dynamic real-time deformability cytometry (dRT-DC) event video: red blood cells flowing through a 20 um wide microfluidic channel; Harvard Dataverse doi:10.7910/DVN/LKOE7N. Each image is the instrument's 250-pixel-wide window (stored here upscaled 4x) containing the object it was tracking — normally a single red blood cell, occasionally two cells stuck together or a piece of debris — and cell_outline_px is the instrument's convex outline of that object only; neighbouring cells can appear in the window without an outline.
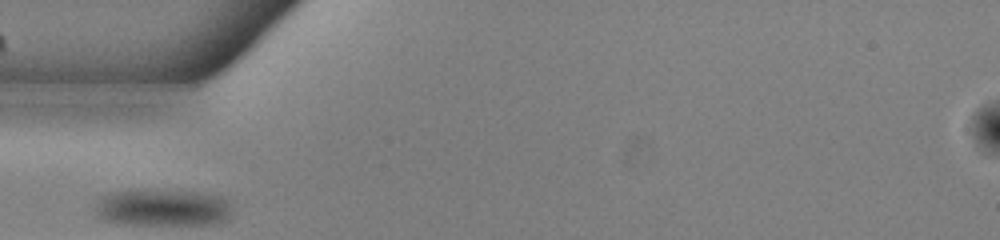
{"species": "common noctule bat (a hibernating species)", "species_latin": "Nyctalus noctula", "temperature_condition": "warm", "stored_images_in_passage": 25, "camera_frame_rate_fps": 3000, "um_per_image_px": 0.085, "animal": {"sex": "male", "body_mass_g": 13.0, "forearm_length_mm": 53.1}, "frame": {"image": 1, "passage_image": 1, "time_ms": 0.0, "image_size_px": [1000, 240], "cell_outline_px": [[228, 216], [224, 220], [212, 224], [116, 224], [104, 220], [96, 216], [96, 208], [100, 200], [108, 192], [128, 188], [160, 188], [200, 192], [220, 196], [228, 200]], "centroid_in_image_um": [13.73, 17.6], "position_along_channel_um": 71.3, "area_um2": 30.23}}
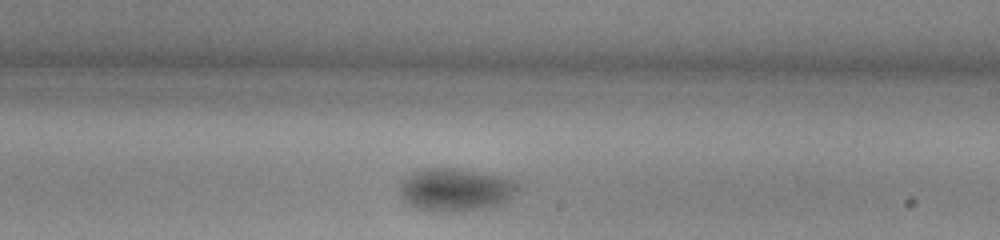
{"frame": {"image": 2, "passage_image": 15, "time_ms": 4.667, "image_size_px": [1000, 240], "cell_outline_px": [[520, 188], [508, 200], [500, 204], [484, 208], [428, 212], [416, 208], [404, 200], [400, 192], [400, 180], [424, 168], [452, 168], [496, 176], [512, 180]], "centroid_in_image_um": [38.67, 16.13], "position_along_channel_um": 250.3, "area_um2": 28.78}}
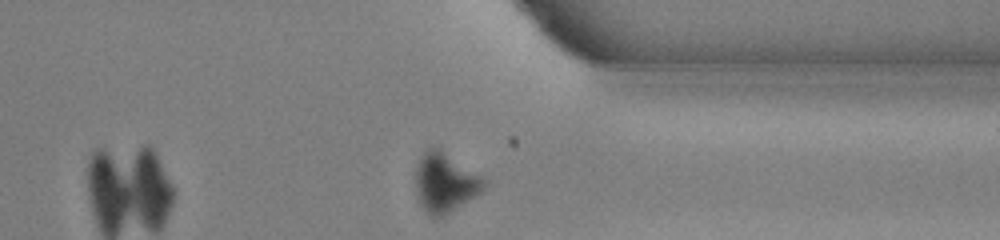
{"frame": {"image": 3, "passage_image": 25, "time_ms": 8.0, "image_size_px": [1000, 240], "cell_outline_px": [[488, 184], [480, 192], [444, 216], [432, 216], [420, 204], [416, 196], [416, 164], [420, 156], [428, 148], [440, 148], [480, 176]], "centroid_in_image_um": [37.79, 15.5], "position_along_channel_um": 373.6, "area_um2": 23.18}}